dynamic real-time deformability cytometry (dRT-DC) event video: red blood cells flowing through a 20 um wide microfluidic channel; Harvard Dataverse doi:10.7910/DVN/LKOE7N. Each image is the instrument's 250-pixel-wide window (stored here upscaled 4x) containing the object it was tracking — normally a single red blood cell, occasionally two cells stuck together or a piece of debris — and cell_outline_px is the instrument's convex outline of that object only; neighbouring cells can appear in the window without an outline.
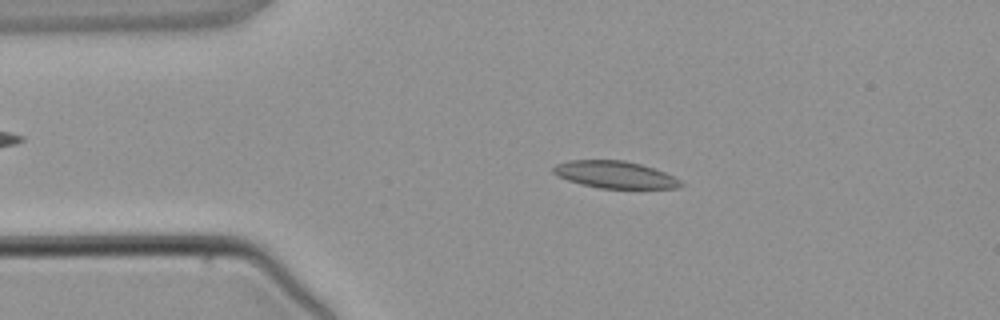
{"species": "common noctule bat (a hibernating species)", "species_latin": "Nyctalus noctula", "temperature_condition": "warm", "stored_images_in_passage": 2, "camera_frame_rate_fps": 3000, "um_per_image_px": 0.085, "animal": {"sex": "male", "body_mass_g": 21.5, "forearm_length_mm": 52.0}, "frame": {"image": 1, "passage_image": 2, "time_ms": 1.333, "image_size_px": [1000, 320], "cell_outline_px": [[684, 184], [680, 188], [600, 188], [580, 184], [568, 180], [552, 172], [552, 168], [556, 164], [568, 160], [624, 160], [640, 164], [664, 172], [680, 180]], "centroid_in_image_um": [52.26, 14.84], "position_along_channel_um": 32.7, "area_um2": 20.0}}